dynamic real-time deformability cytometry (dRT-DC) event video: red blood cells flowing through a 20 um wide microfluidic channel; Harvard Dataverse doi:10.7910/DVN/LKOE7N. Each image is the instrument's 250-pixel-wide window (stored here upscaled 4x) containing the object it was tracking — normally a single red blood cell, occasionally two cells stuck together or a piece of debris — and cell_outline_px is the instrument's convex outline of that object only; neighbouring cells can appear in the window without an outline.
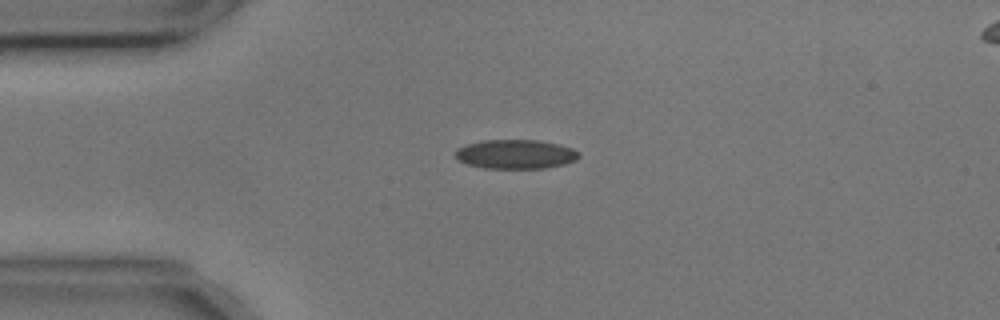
{"species": "common noctule bat (a hibernating species)", "species_latin": "Nyctalus noctula", "temperature_condition": "cold", "stored_images_in_passage": 44, "camera_frame_rate_fps": 3000, "um_per_image_px": 0.085, "animal": {"sex": "male", "body_mass_g": 17.9, "forearm_length_mm": 54.2}, "frame": {"image": 1, "passage_image": 1, "time_ms": 0.0, "image_size_px": [1000, 320], "cell_outline_px": [[580, 156], [576, 160], [564, 164], [544, 168], [484, 168], [468, 164], [460, 160], [456, 156], [456, 148], [468, 144], [484, 140], [536, 140], [560, 144], [572, 148], [580, 152]], "centroid_in_image_um": [43.87, 13.1], "position_along_channel_um": 41.1, "area_um2": 20.92}}
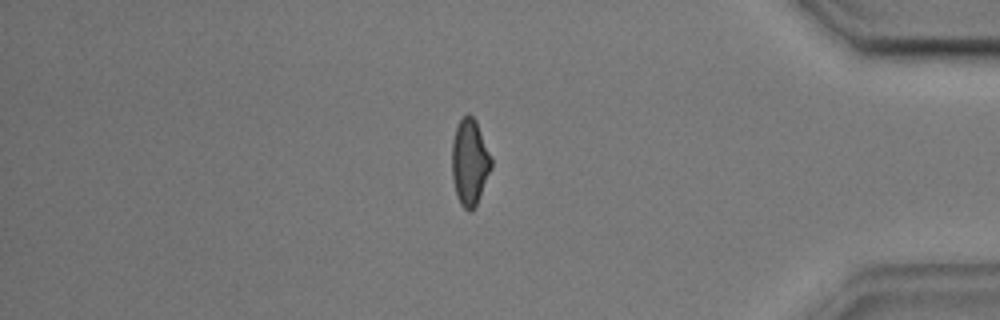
{"frame": {"image": 2, "passage_image": 35, "time_ms": 11.333, "image_size_px": [1000, 320], "cell_outline_px": [[492, 168], [476, 204], [472, 212], [468, 212], [460, 204], [456, 196], [452, 180], [452, 140], [456, 128], [460, 120], [468, 112], [476, 120], [492, 160]], "centroid_in_image_um": [39.91, 13.8], "position_along_channel_um": 395.3, "area_um2": 19.83}}
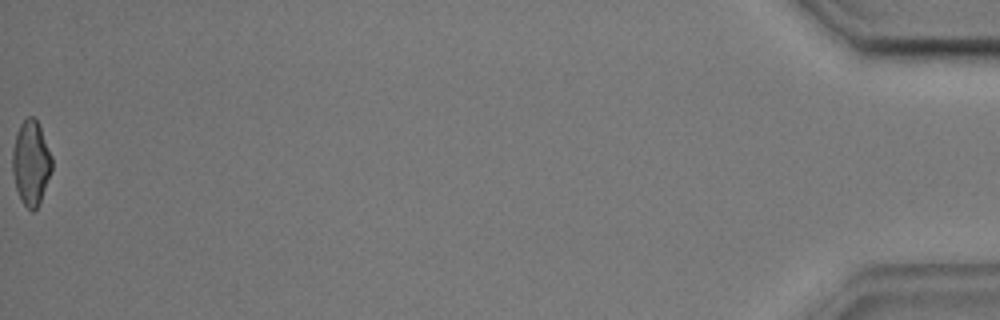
{"frame": {"image": 3, "passage_image": 44, "time_ms": 14.333, "image_size_px": [1000, 320], "cell_outline_px": [[52, 172], [40, 204], [32, 212], [20, 200], [16, 188], [12, 172], [12, 148], [16, 132], [20, 124], [28, 116], [32, 116], [36, 120], [40, 128], [52, 156]], "centroid_in_image_um": [2.63, 13.87], "position_along_channel_um": 432.6, "area_um2": 19.65}, "authors_computed_cell_mechanics": {"area_um2": 20.2878, "velocity_mm_per_s": 3.5794, "shape_relaxation_time_tau1_ms": 5.7544, "shape_relaxation_time_tau2_ms": 1.3309, "deformation_change_tau1": 0.1416, "deformation_change_tau2": 0.053}}